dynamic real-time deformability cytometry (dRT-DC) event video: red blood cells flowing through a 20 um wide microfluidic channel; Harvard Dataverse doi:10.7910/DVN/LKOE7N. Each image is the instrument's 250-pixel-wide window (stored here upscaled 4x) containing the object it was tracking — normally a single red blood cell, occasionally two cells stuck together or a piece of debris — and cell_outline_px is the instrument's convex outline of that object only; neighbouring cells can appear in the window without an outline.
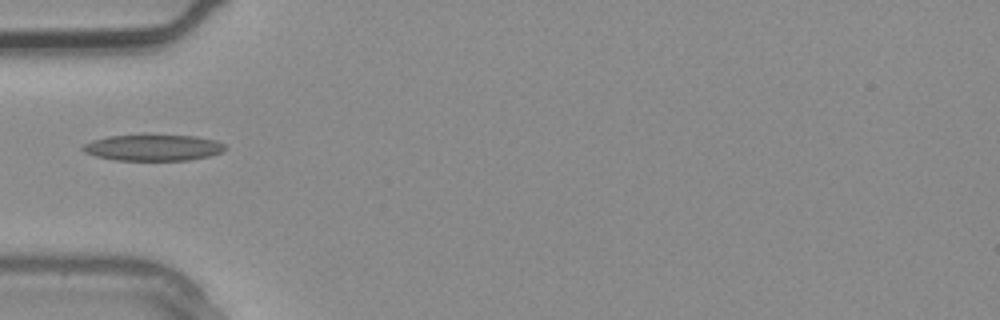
{"species": "common noctule bat (a hibernating species)", "species_latin": "Nyctalus noctula", "temperature_condition": "warm", "stored_images_in_passage": 3, "camera_frame_rate_fps": 3000, "um_per_image_px": 0.085, "animal": {"sex": "male", "body_mass_g": 20.4}, "frame": {"image": 1, "passage_image": 3, "time_ms": 0.667, "image_size_px": [1000, 320], "cell_outline_px": [[224, 148], [220, 152], [208, 156], [188, 160], [116, 160], [96, 156], [84, 152], [80, 148], [84, 144], [92, 140], [108, 136], [148, 132], [152, 132], [196, 136], [216, 140], [224, 144]], "centroid_in_image_um": [12.97, 12.49], "position_along_channel_um": 72.0, "area_um2": 22.6}}